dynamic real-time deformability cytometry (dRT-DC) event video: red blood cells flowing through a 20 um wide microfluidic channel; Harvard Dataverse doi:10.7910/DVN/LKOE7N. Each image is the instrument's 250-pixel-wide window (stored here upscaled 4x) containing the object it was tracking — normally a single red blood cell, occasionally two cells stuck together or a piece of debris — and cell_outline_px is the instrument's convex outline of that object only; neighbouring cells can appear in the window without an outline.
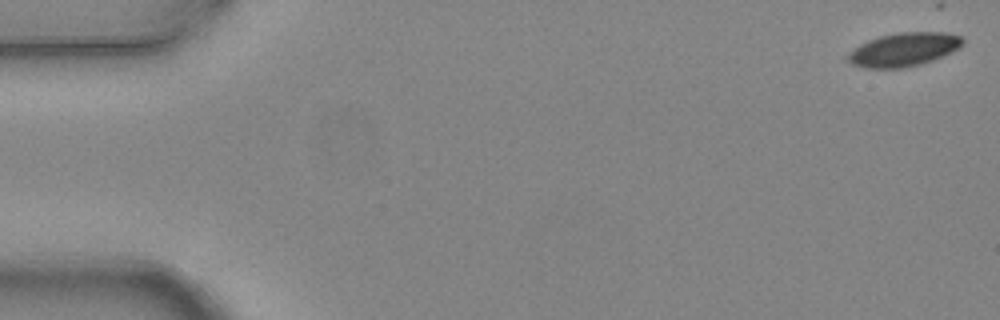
{"species": "common noctule bat (a hibernating species)", "species_latin": "Nyctalus noctula", "temperature_condition": "warm", "stored_images_in_passage": 6, "camera_frame_rate_fps": 3000, "um_per_image_px": 0.085, "animal": {"sex": "female", "body_mass_g": 24.6, "forearm_length_mm": 56.2}, "frame": {"image": 1, "passage_image": 1, "time_ms": 0.0, "image_size_px": [1000, 320], "cell_outline_px": [[964, 44], [960, 48], [952, 52], [932, 60], [920, 64], [904, 68], [868, 68], [852, 64], [844, 60], [844, 56], [860, 44], [868, 40], [880, 36], [896, 32], [944, 32], [960, 36], [964, 40]], "centroid_in_image_um": [76.8, 4.21], "position_along_channel_um": 8.2, "area_um2": 22.66}}
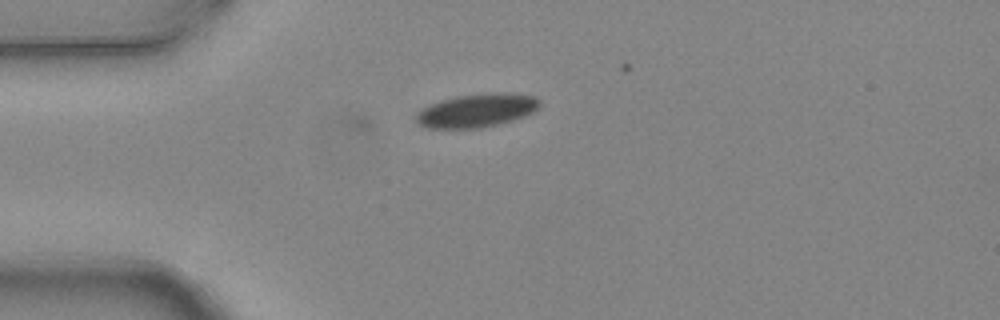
{"frame": {"image": 2, "passage_image": 4, "time_ms": 1.0, "image_size_px": [1000, 320], "cell_outline_px": [[540, 108], [524, 116], [500, 124], [480, 128], [424, 128], [416, 120], [416, 116], [424, 108], [440, 100], [456, 96], [496, 92], [504, 92], [536, 96], [540, 100]], "centroid_in_image_um": [40.58, 9.39], "position_along_channel_um": 44.4, "area_um2": 24.04}}
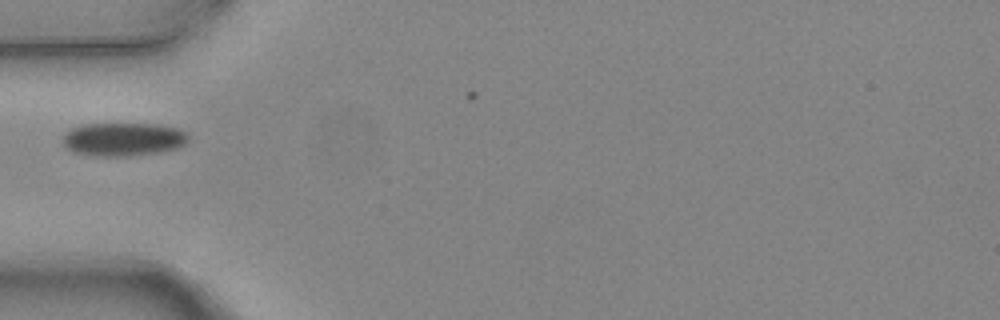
{"frame": {"image": 3, "passage_image": 5, "time_ms": 1.333, "image_size_px": [1000, 320], "cell_outline_px": [[188, 140], [184, 144], [176, 148], [160, 152], [132, 156], [92, 156], [72, 152], [64, 148], [60, 140], [64, 132], [80, 124], [160, 124], [180, 128], [188, 136]], "centroid_in_image_um": [10.4, 11.84], "position_along_channel_um": 74.6, "area_um2": 24.97}}